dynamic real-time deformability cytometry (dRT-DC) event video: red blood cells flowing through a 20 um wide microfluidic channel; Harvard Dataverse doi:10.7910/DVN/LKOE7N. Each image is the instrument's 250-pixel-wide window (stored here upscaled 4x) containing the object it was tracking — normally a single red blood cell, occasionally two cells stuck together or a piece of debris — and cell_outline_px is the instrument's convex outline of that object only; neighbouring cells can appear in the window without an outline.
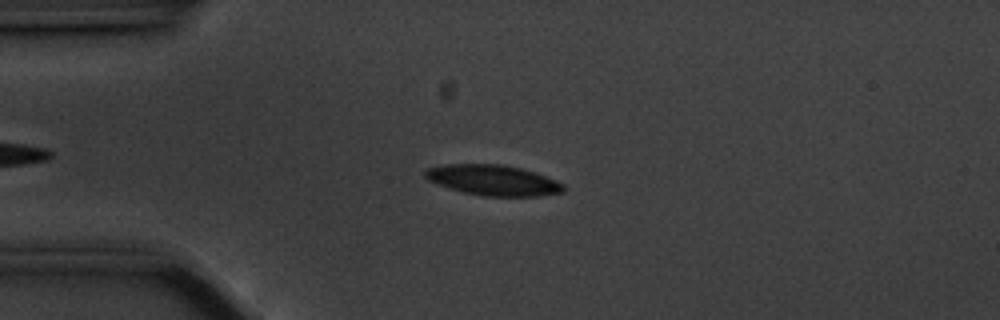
{"species": "common noctule bat (a hibernating species)", "species_latin": "Nyctalus noctula", "temperature_condition": "cold", "stored_images_in_passage": 50, "camera_frame_rate_fps": 3000, "um_per_image_px": 0.085, "animal": {"sex": "male", "body_mass_g": 20.1, "forearm_length_mm": 53.5}, "frame": {"image": 1, "passage_image": 11, "time_ms": 3.333, "image_size_px": [1000, 320], "cell_outline_px": [[564, 192], [536, 196], [484, 196], [464, 192], [428, 180], [424, 176], [424, 172], [428, 168], [444, 164], [504, 164], [520, 168], [556, 180], [564, 184]], "centroid_in_image_um": [41.92, 15.31], "position_along_channel_um": 43.1, "area_um2": 24.28}}
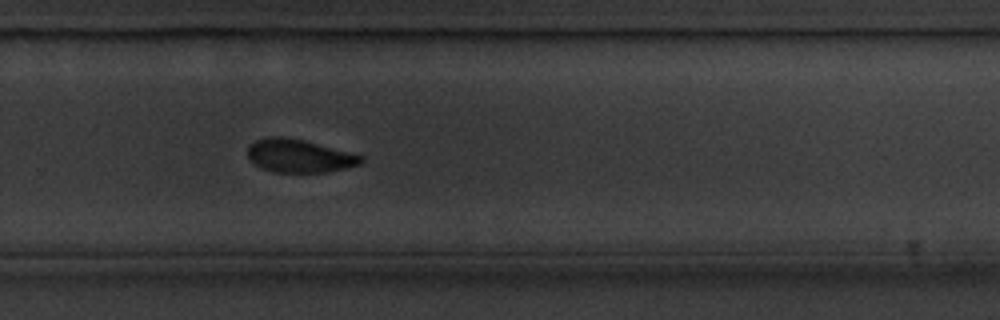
{"frame": {"image": 2, "passage_image": 35, "time_ms": 11.333, "image_size_px": [1000, 320], "cell_outline_px": [[364, 160], [360, 164], [344, 168], [324, 172], [272, 172], [260, 168], [248, 156], [248, 144], [264, 136], [280, 136], [304, 140], [364, 156]], "centroid_in_image_um": [25.4, 13.24], "position_along_channel_um": 304.4, "area_um2": 21.85}}
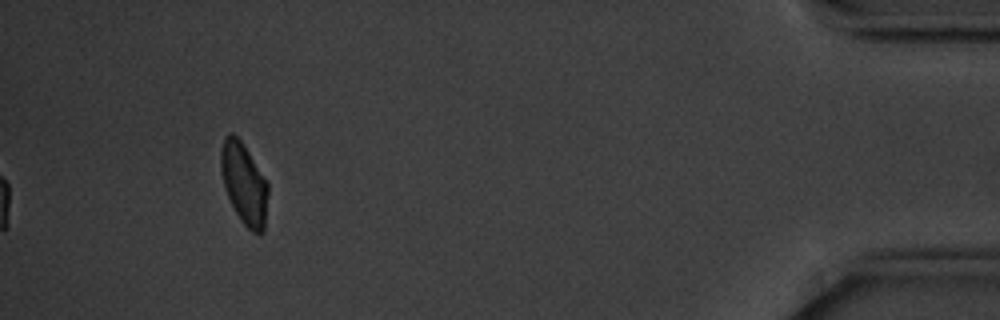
{"frame": {"image": 3, "passage_image": 50, "time_ms": 16.333, "image_size_px": [1000, 320], "cell_outline_px": [[268, 196], [264, 232], [260, 236], [252, 232], [240, 220], [228, 196], [220, 172], [220, 152], [224, 136], [228, 132], [232, 132], [244, 144], [268, 184]], "centroid_in_image_um": [20.74, 15.61], "position_along_channel_um": 414.5, "area_um2": 22.48}, "authors_computed_cell_mechanics": {"area_um2": 23.6113, "velocity_mm_per_s": 3.5042, "shape_relaxation_time_tau1_ms": 2.5746, "shape_relaxation_time_tau2_ms": 5.3039, "deformation_change_tau1": 0.1154, "deformation_change_tau2": 0.0877}}